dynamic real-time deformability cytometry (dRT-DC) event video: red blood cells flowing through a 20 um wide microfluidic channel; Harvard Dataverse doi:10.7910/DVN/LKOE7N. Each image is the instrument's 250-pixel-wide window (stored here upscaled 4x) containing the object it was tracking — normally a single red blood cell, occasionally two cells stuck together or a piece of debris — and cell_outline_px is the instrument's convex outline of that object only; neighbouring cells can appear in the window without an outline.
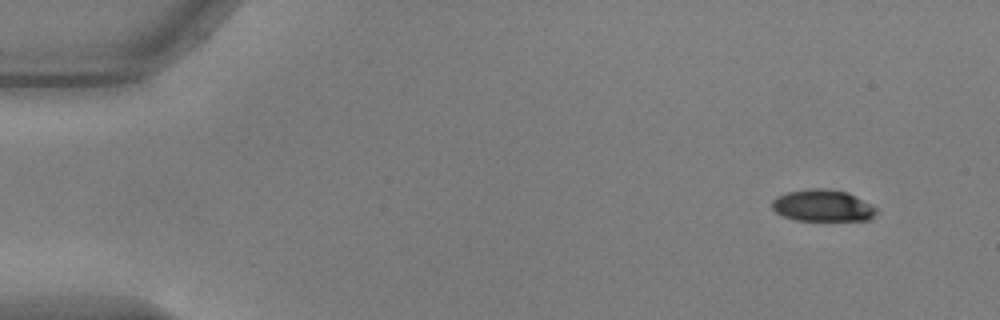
{"species": "common noctule bat (a hibernating species)", "species_latin": "Nyctalus noctula", "temperature_condition": "warm", "stored_images_in_passage": 54, "camera_frame_rate_fps": 3000, "um_per_image_px": 0.085, "animal": {"sex": "male", "body_mass_g": 17.9, "forearm_length_mm": 54.2}, "frame": {"image": 1, "passage_image": 4, "time_ms": 1.0, "image_size_px": [1000, 320], "cell_outline_px": [[876, 212], [868, 220], [796, 220], [784, 216], [776, 212], [772, 208], [772, 200], [776, 196], [788, 192], [808, 188], [828, 188], [848, 192], [876, 208]], "centroid_in_image_um": [69.89, 17.46], "position_along_channel_um": 15.1, "area_um2": 19.19}}
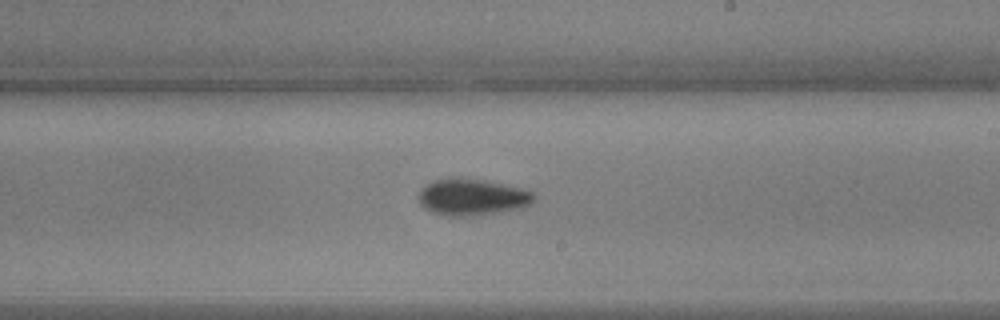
{"frame": {"image": 2, "passage_image": 32, "time_ms": 10.333, "image_size_px": [1000, 320], "cell_outline_px": [[536, 200], [532, 204], [524, 208], [500, 212], [468, 216], [448, 216], [432, 212], [424, 208], [420, 204], [416, 196], [428, 184], [436, 180], [476, 180], [500, 184], [520, 188], [536, 192]], "centroid_in_image_um": [40.2, 16.81], "position_along_channel_um": 248.8, "area_um2": 24.04}}
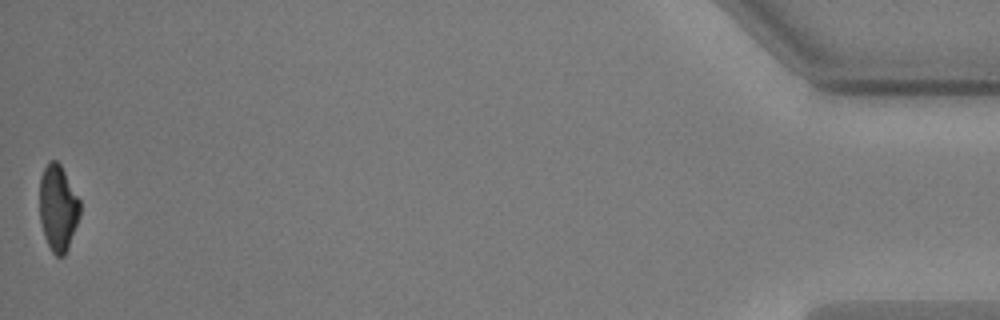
{"frame": {"image": 3, "passage_image": 54, "time_ms": 17.667, "image_size_px": [1000, 320], "cell_outline_px": [[80, 216], [68, 248], [64, 256], [56, 256], [52, 252], [44, 236], [40, 220], [40, 176], [48, 160], [56, 160], [60, 164], [80, 200]], "centroid_in_image_um": [4.93, 17.67], "position_along_channel_um": 430.3, "area_um2": 20.29}, "authors_computed_cell_mechanics": {"area_um2": 22.3686, "velocity_mm_per_s": 3.7265, "shape_relaxation_time_tau1_ms": 3.2851, "shape_relaxation_time_tau2_ms": 5.2111, "deformation_change_tau1": 0.1626, "deformation_change_tau2": 0.114}}